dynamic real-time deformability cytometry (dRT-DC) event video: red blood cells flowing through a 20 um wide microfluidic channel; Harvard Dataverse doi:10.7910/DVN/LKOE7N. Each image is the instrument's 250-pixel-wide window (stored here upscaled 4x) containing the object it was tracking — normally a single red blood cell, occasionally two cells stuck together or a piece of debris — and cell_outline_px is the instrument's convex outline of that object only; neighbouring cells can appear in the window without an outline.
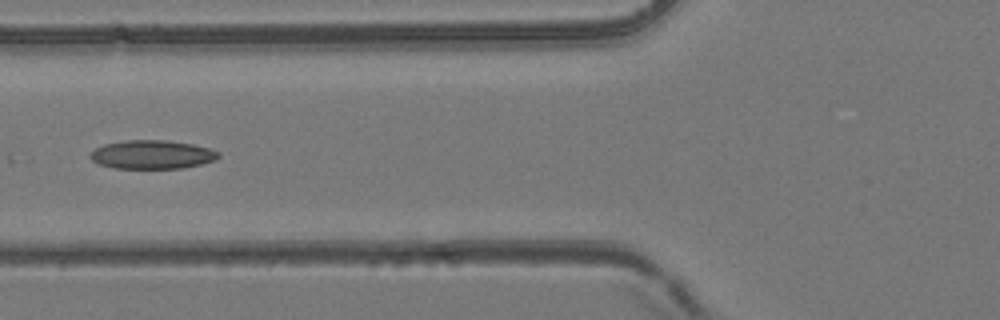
{"species": "common noctule bat (a hibernating species)", "species_latin": "Nyctalus noctula", "temperature_condition": "room temperature", "stored_images_in_passage": 28, "camera_frame_rate_fps": 3000, "um_per_image_px": 0.085, "animal": {"sex": "female", "body_mass_g": 24.6, "forearm_length_mm": 56.2}, "frame": {"image": 1, "passage_image": 14, "time_ms": 4.333, "image_size_px": [1000, 320], "cell_outline_px": [[220, 156], [216, 160], [184, 168], [112, 168], [96, 164], [88, 156], [96, 148], [104, 144], [124, 140], [168, 140], [192, 144], [208, 148], [220, 152]], "centroid_in_image_um": [12.91, 13.14], "position_along_channel_um": 112.9, "area_um2": 21.56}}